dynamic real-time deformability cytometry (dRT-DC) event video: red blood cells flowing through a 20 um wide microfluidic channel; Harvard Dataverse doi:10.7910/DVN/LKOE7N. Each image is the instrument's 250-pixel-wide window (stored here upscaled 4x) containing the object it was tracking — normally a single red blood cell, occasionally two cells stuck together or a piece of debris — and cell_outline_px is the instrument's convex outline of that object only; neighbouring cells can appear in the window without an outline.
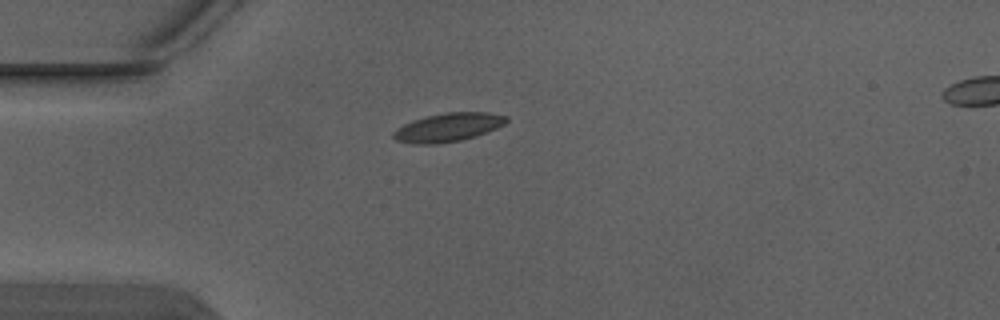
{"species": "Egyptian fruit bat (a non-hibernating species)", "species_latin": "Rousettus aegyptiacus", "temperature_condition": "warm", "stored_images_in_passage": 2, "camera_frame_rate_fps": 3000, "um_per_image_px": 0.085, "animal": {"sex": "male"}, "frame": {"image": 1, "passage_image": 1, "time_ms": 0.0, "image_size_px": [1000, 320], "cell_outline_px": [[508, 120], [504, 124], [496, 128], [476, 136], [460, 140], [436, 144], [416, 144], [396, 140], [392, 136], [392, 132], [396, 128], [412, 120], [444, 112], [488, 112], [508, 116]], "centroid_in_image_um": [38.08, 10.82], "position_along_channel_um": 46.9, "area_um2": 18.79}}